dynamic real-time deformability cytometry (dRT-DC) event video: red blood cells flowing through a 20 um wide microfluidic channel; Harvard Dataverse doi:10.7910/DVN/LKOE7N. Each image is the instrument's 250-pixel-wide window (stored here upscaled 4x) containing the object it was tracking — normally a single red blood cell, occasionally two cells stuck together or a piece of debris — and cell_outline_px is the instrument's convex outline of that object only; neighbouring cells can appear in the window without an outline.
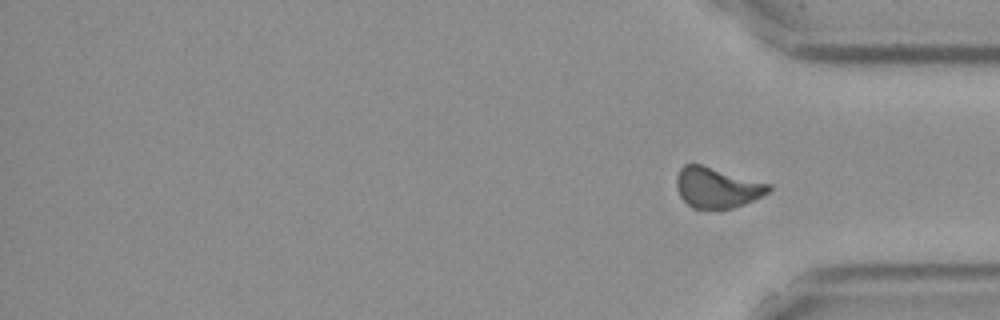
{"species": "Egyptian fruit bat (a non-hibernating species)", "species_latin": "Rousettus aegyptiacus", "temperature_condition": "cold", "stored_images_in_passage": 16, "segment_of_instrument_passage": [2, 2], "camera_frame_rate_fps": 3000, "um_per_image_px": 0.085, "frame": {"image": 1, "passage_image": 16, "time_ms": 5.0, "image_size_px": [1000, 320], "cell_outline_px": [[772, 188], [768, 192], [744, 204], [732, 208], [692, 208], [680, 196], [676, 188], [676, 176], [680, 168], [684, 164], [700, 164], [772, 184]], "centroid_in_image_um": [60.93, 15.93], "position_along_channel_um": 374.3, "area_um2": 21.62}}